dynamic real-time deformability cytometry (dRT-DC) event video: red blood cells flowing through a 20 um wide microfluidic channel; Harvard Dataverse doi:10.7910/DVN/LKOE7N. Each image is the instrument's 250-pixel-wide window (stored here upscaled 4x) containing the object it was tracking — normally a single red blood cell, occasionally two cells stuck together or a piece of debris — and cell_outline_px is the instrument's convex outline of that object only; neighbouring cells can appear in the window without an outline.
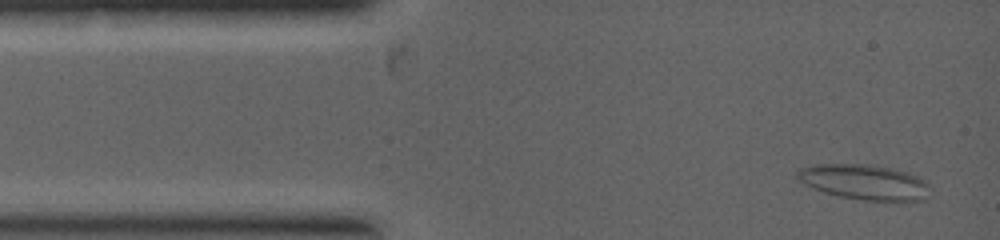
{"species": "common noctule bat (a hibernating species)", "species_latin": "Nyctalus noctula", "temperature_condition": "warm", "stored_images_in_passage": 54, "camera_frame_rate_fps": 5000, "um_per_image_px": 0.085, "animal": {"sex": "female", "body_mass_g": 19.0, "forearm_length_mm": 53.3}, "frame": {"image": 1, "passage_image": 3, "time_ms": 0.2, "image_size_px": [1000, 240], "cell_outline_px": [[928, 200], [864, 200], [840, 196], [824, 192], [812, 188], [796, 180], [796, 172], [800, 168], [808, 164], [868, 164], [888, 168], [904, 172], [916, 176], [924, 180], [928, 184]], "centroid_in_image_um": [73.39, 15.47], "position_along_channel_um": 11.6, "area_um2": 27.11}}
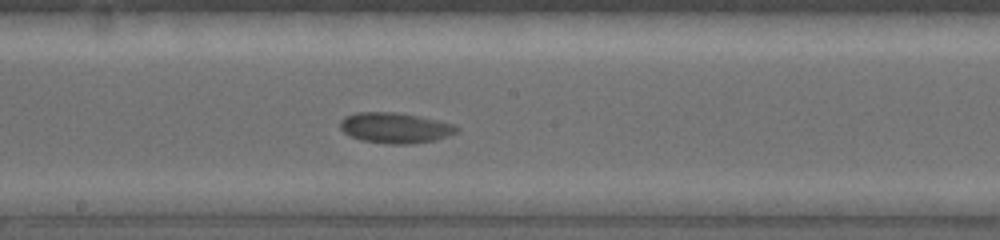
{"frame": {"image": 2, "passage_image": 29, "time_ms": 4.2, "image_size_px": [1000, 240], "cell_outline_px": [[460, 128], [456, 132], [436, 140], [408, 144], [392, 144], [360, 140], [344, 132], [340, 128], [340, 120], [344, 116], [356, 112], [396, 112], [436, 120], [452, 124]], "centroid_in_image_um": [33.54, 10.86], "position_along_channel_um": 214.7, "area_um2": 20.52}}
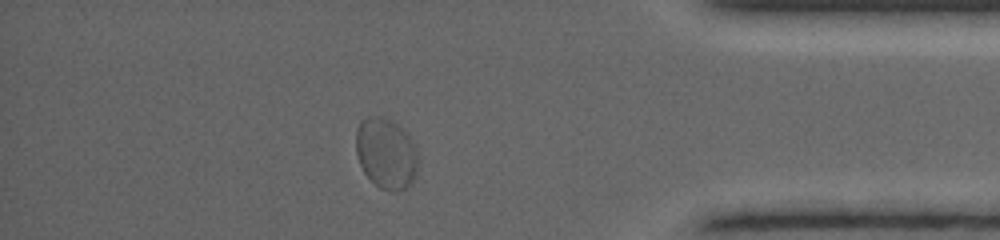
{"frame": {"image": 3, "passage_image": 47, "time_ms": 7.4, "image_size_px": [1000, 240], "cell_outline_px": [[416, 172], [412, 184], [396, 192], [392, 192], [380, 188], [364, 172], [356, 156], [356, 128], [360, 120], [368, 116], [380, 116], [392, 120], [404, 128], [416, 152]], "centroid_in_image_um": [32.78, 13.01], "position_along_channel_um": 402.4, "area_um2": 25.61}}